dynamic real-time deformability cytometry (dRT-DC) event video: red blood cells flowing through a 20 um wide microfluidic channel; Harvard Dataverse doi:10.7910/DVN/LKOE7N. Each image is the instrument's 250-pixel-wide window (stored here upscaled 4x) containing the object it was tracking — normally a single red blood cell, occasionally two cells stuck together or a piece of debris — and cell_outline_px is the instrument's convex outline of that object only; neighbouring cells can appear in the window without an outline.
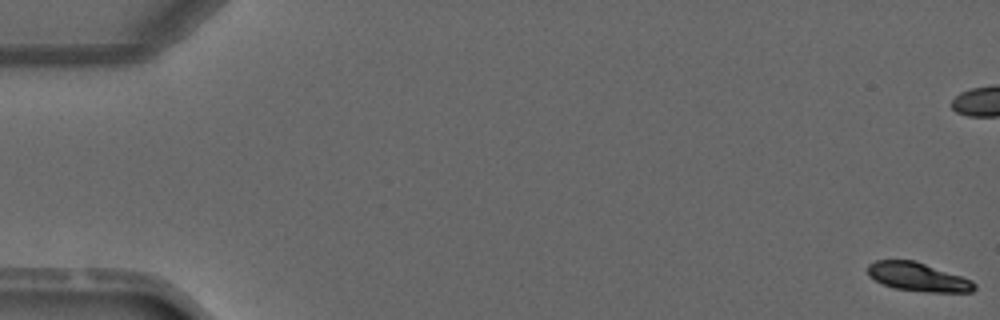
{"species": "common noctule bat (a hibernating species)", "species_latin": "Nyctalus noctula", "temperature_condition": "warm", "stored_images_in_passage": 6, "camera_frame_rate_fps": 3000, "um_per_image_px": 0.085, "animal": {"sex": "male", "forearm_length_mm": 52.5}, "frame": {"image": 1, "passage_image": 1, "time_ms": 0.0, "image_size_px": [1000, 320], "cell_outline_px": [[976, 288], [972, 292], [928, 292], [896, 288], [884, 284], [868, 276], [868, 264], [876, 260], [916, 260], [972, 280], [976, 284]], "centroid_in_image_um": [78.04, 23.53], "position_along_channel_um": 7.0, "area_um2": 17.74}}
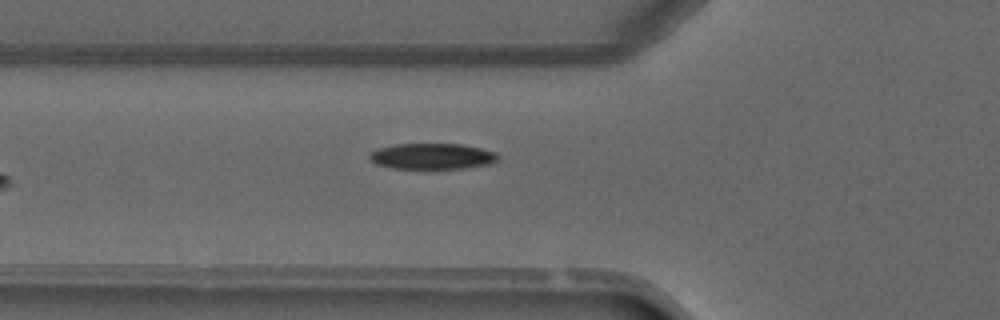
{"frame": {"image": 2, "passage_image": 6, "time_ms": 6.0, "image_size_px": [1000, 320], "cell_outline_px": [[500, 156], [492, 164], [464, 168], [392, 168], [376, 164], [368, 156], [376, 148], [396, 144], [460, 144], [480, 148], [496, 152]], "centroid_in_image_um": [36.75, 13.28], "position_along_channel_um": 89.0, "area_um2": 19.31}}